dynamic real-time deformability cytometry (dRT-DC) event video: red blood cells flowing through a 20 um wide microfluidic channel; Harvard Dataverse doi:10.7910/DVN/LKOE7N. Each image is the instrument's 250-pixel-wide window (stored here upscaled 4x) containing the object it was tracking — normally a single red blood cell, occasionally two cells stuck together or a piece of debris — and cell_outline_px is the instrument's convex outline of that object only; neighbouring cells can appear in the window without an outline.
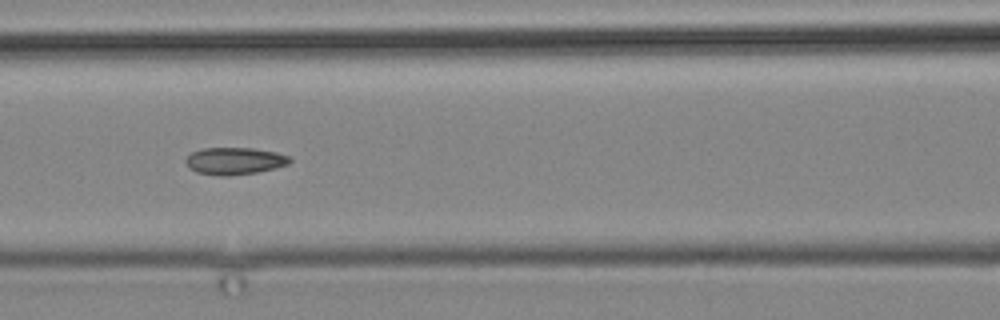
{"species": "common noctule bat (a hibernating species)", "species_latin": "Nyctalus noctula", "temperature_condition": "cold", "stored_images_in_passage": 9, "camera_frame_rate_fps": 3000, "um_per_image_px": 0.085, "animal": {"sex": "male", "body_mass_g": 19.2, "forearm_length_mm": 51.8}, "frame": {"image": 1, "passage_image": 9, "time_ms": 9.333, "image_size_px": [1000, 320], "cell_outline_px": [[292, 160], [288, 164], [276, 168], [256, 172], [224, 176], [220, 176], [196, 172], [188, 168], [184, 160], [192, 152], [204, 148], [252, 148], [276, 152], [292, 156]], "centroid_in_image_um": [19.95, 13.68], "position_along_channel_um": 146.6, "area_um2": 16.53}}